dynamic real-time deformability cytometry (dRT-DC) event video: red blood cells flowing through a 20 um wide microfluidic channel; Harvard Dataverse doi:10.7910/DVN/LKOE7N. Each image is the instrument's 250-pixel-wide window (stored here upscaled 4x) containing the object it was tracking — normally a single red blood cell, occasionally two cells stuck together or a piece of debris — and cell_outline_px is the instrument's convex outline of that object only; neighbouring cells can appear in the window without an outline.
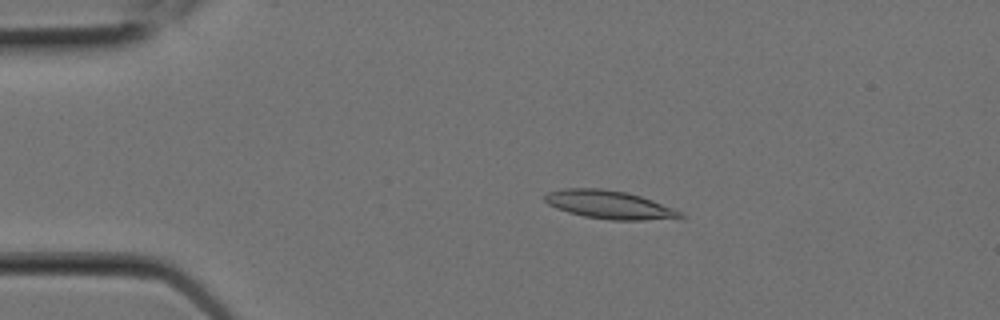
{"species": "Egyptian fruit bat (a non-hibernating species)", "species_latin": "Rousettus aegyptiacus", "temperature_condition": "room temperature", "stored_images_in_passage": 6, "camera_frame_rate_fps": 3000, "um_per_image_px": 0.085, "animal": {"sex": "female"}, "frame": {"image": 1, "passage_image": 3, "time_ms": 0.667, "image_size_px": [1000, 320], "cell_outline_px": [[684, 216], [644, 220], [612, 220], [584, 216], [568, 212], [556, 208], [548, 204], [544, 200], [544, 196], [548, 192], [564, 188], [600, 188], [628, 192], [652, 200], [672, 208], [680, 212]], "centroid_in_image_um": [51.71, 17.38], "position_along_channel_um": 33.3, "area_um2": 21.96}}
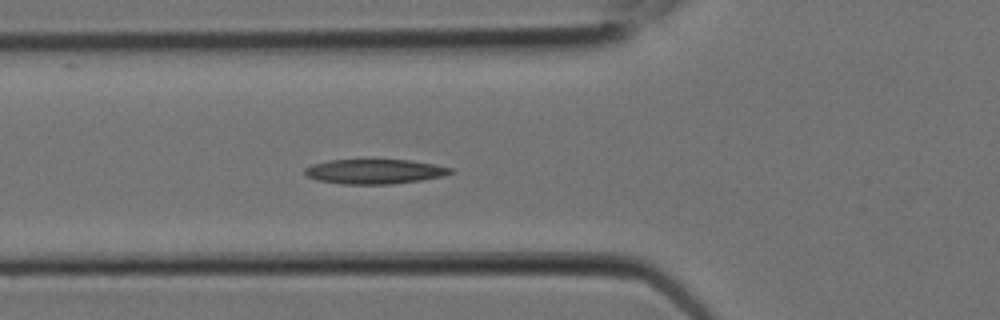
{"frame": {"image": 2, "passage_image": 6, "time_ms": 1.667, "image_size_px": [1000, 320], "cell_outline_px": [[456, 172], [444, 176], [420, 180], [392, 184], [340, 184], [316, 180], [304, 176], [304, 168], [312, 164], [328, 160], [372, 156], [408, 160], [436, 164], [456, 168]], "centroid_in_image_um": [31.84, 14.52], "position_along_channel_um": 94.0, "area_um2": 22.48}}